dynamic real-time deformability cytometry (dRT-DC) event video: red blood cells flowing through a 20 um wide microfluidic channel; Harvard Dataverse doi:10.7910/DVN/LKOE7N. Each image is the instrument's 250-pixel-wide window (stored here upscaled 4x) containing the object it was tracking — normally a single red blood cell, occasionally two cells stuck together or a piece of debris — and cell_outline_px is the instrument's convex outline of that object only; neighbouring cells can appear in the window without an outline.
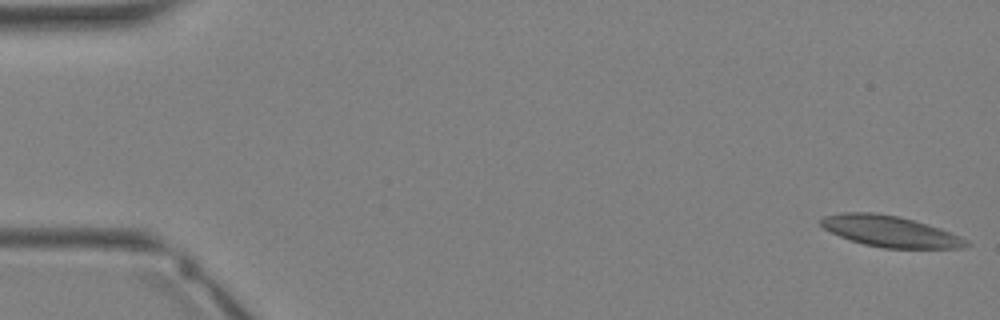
{"species": "Egyptian fruit bat (a non-hibernating species)", "species_latin": "Rousettus aegyptiacus", "temperature_condition": "warm", "stored_images_in_passage": 35, "camera_frame_rate_fps": 3000, "um_per_image_px": 0.085, "animal": {"sex": "female"}, "frame": {"image": 1, "passage_image": 1, "time_ms": 0.0, "image_size_px": [1000, 320], "cell_outline_px": [[972, 244], [964, 248], [884, 248], [864, 244], [840, 236], [824, 228], [820, 224], [820, 220], [824, 216], [844, 212], [876, 212], [896, 216], [912, 220], [940, 228], [960, 236], [968, 240]], "centroid_in_image_um": [75.69, 19.67], "position_along_channel_um": 9.3, "area_um2": 26.13}}
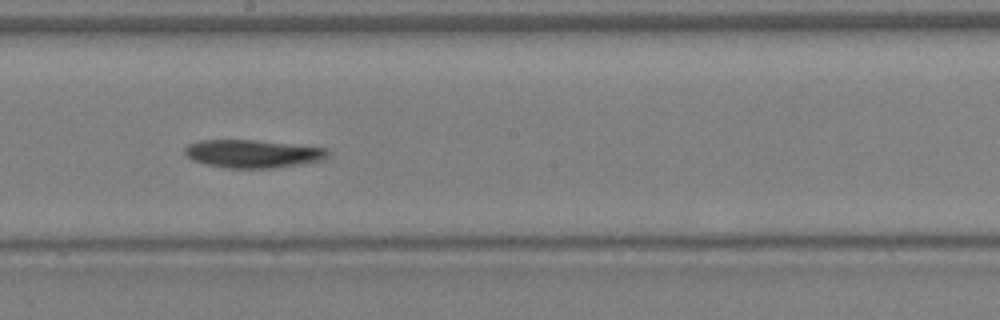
{"frame": {"image": 2, "passage_image": 20, "time_ms": 6.333, "image_size_px": [1000, 320], "cell_outline_px": [[332, 152], [324, 160], [272, 168], [224, 168], [204, 164], [192, 160], [184, 152], [184, 148], [188, 144], [200, 140], [252, 140], [328, 148]], "centroid_in_image_um": [21.48, 13.07], "position_along_channel_um": 226.7, "area_um2": 23.41}}
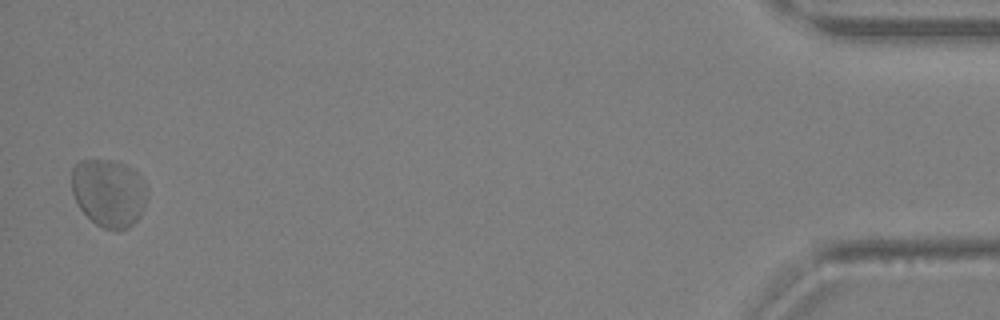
{"frame": {"image": 3, "passage_image": 35, "time_ms": 11.333, "image_size_px": [1000, 320], "cell_outline_px": [[148, 196], [140, 216], [128, 228], [104, 228], [96, 224], [80, 208], [72, 192], [72, 168], [80, 160], [112, 160], [124, 164], [132, 168], [144, 180], [148, 192]], "centroid_in_image_um": [9.26, 16.36], "position_along_channel_um": 425.9, "area_um2": 29.71}}